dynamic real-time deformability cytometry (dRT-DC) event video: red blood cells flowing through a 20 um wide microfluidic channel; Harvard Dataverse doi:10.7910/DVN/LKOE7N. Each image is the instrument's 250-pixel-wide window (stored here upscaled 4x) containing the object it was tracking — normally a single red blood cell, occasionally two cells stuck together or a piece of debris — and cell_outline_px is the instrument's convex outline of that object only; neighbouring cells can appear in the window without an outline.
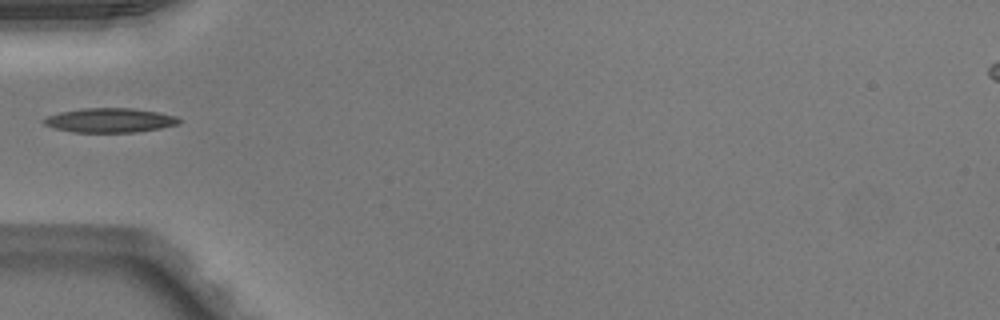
{"species": "Egyptian fruit bat (a non-hibernating species)", "species_latin": "Rousettus aegyptiacus", "temperature_condition": "warm", "stored_images_in_passage": 12, "camera_frame_rate_fps": 3000, "um_per_image_px": 0.085, "animal": {"sex": "male"}, "frame": {"image": 1, "passage_image": 1, "time_ms": 0.0, "image_size_px": [1000, 320], "cell_outline_px": [[180, 124], [160, 128], [136, 132], [72, 132], [52, 128], [44, 124], [40, 120], [48, 116], [60, 112], [84, 108], [132, 108], [156, 112], [176, 116], [180, 120]], "centroid_in_image_um": [9.3, 10.23], "position_along_channel_um": 75.7, "area_um2": 19.19}}
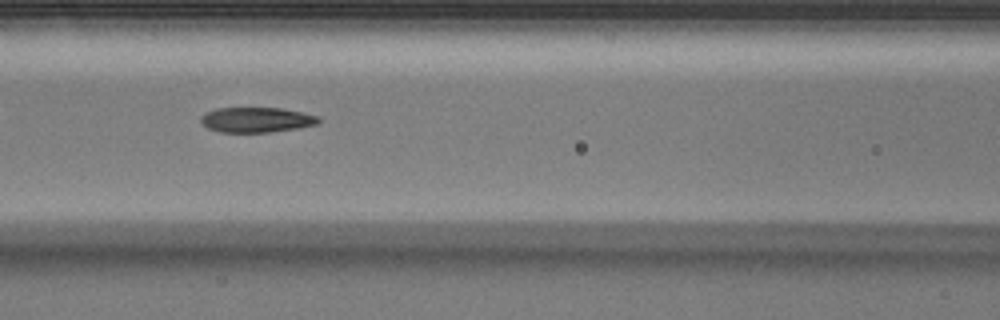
{"frame": {"image": 2, "passage_image": 6, "time_ms": 1.667, "image_size_px": [1000, 320], "cell_outline_px": [[320, 124], [300, 128], [268, 132], [220, 132], [208, 128], [200, 120], [200, 116], [204, 112], [216, 108], [280, 108], [320, 116]], "centroid_in_image_um": [21.81, 10.18], "position_along_channel_um": 144.8, "area_um2": 17.34}}
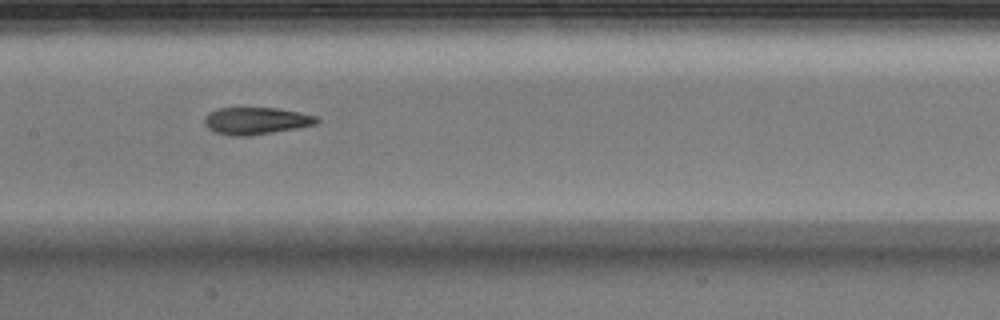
{"frame": {"image": 3, "passage_image": 9, "time_ms": 2.667, "image_size_px": [1000, 320], "cell_outline_px": [[320, 120], [316, 124], [296, 128], [248, 136], [232, 136], [216, 132], [208, 128], [204, 124], [204, 116], [208, 112], [220, 108], [276, 108], [300, 112], [316, 116]], "centroid_in_image_um": [21.74, 10.26], "position_along_channel_um": 185.7, "area_um2": 17.69}}